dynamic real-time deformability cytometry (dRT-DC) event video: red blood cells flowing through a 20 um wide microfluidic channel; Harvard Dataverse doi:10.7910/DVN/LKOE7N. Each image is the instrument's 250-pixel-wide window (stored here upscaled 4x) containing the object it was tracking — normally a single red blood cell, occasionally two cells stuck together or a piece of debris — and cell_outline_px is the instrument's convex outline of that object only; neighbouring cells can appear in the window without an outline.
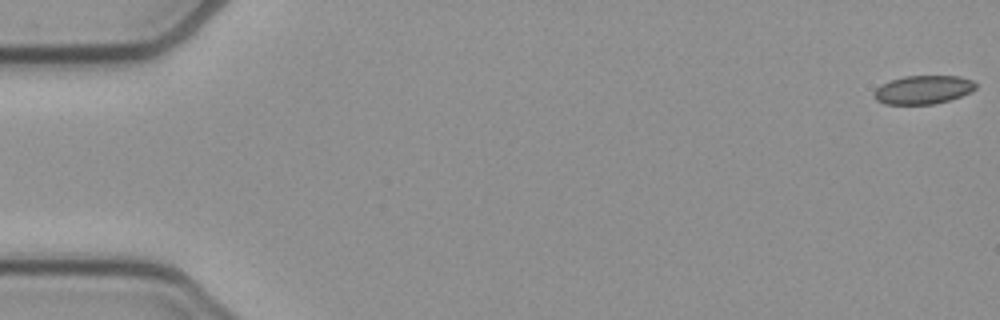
{"species": "common noctule bat (a hibernating species)", "species_latin": "Nyctalus noctula", "temperature_condition": "cold", "stored_images_in_passage": 49, "camera_frame_rate_fps": 3000, "um_per_image_px": 0.085, "animal": {"sex": "female", "body_mass_g": 21.9}, "frame": {"image": 1, "passage_image": 1, "time_ms": 0.0, "image_size_px": [1000, 320], "cell_outline_px": [[976, 88], [972, 92], [948, 100], [932, 104], [884, 104], [876, 100], [872, 96], [872, 92], [880, 84], [904, 76], [960, 76], [972, 80], [976, 84]], "centroid_in_image_um": [78.43, 7.62], "position_along_channel_um": 6.6, "area_um2": 16.99}}
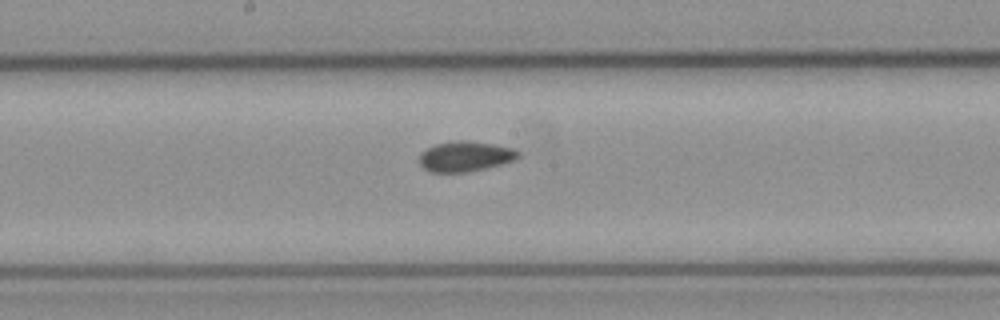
{"frame": {"image": 2, "passage_image": 28, "time_ms": 9.0, "image_size_px": [1000, 320], "cell_outline_px": [[520, 156], [516, 160], [488, 168], [468, 172], [428, 172], [420, 164], [420, 152], [436, 144], [456, 140], [468, 140], [492, 144], [512, 148], [520, 152]], "centroid_in_image_um": [39.56, 13.3], "position_along_channel_um": 208.6, "area_um2": 17.57}}
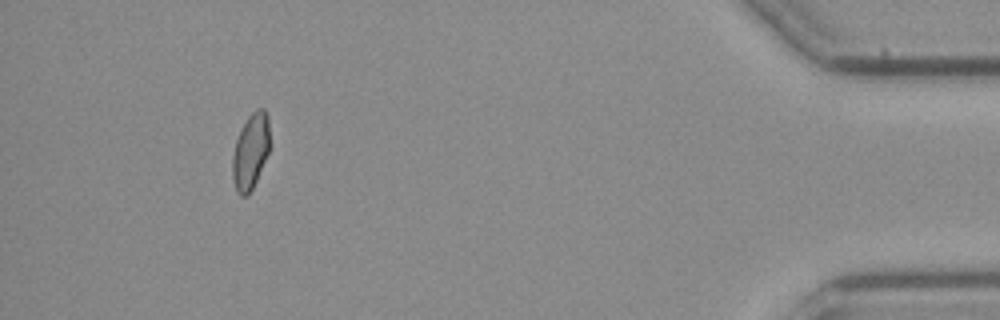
{"frame": {"image": 3, "passage_image": 49, "time_ms": 16.0, "image_size_px": [1000, 320], "cell_outline_px": [[268, 152], [256, 180], [248, 196], [240, 196], [236, 192], [232, 180], [232, 156], [236, 140], [248, 116], [256, 108], [264, 108], [268, 116]], "centroid_in_image_um": [21.26, 12.89], "position_along_channel_um": 413.9, "area_um2": 16.24}, "authors_computed_cell_mechanics": {"area_um2": 17.2244, "velocity_mm_per_s": 3.9025, "shape_relaxation_time_tau1_ms": null, "shape_relaxation_time_tau2_ms": 2.8418, "deformation_change_tau1": null, "deformation_change_tau2": 0.0804}}